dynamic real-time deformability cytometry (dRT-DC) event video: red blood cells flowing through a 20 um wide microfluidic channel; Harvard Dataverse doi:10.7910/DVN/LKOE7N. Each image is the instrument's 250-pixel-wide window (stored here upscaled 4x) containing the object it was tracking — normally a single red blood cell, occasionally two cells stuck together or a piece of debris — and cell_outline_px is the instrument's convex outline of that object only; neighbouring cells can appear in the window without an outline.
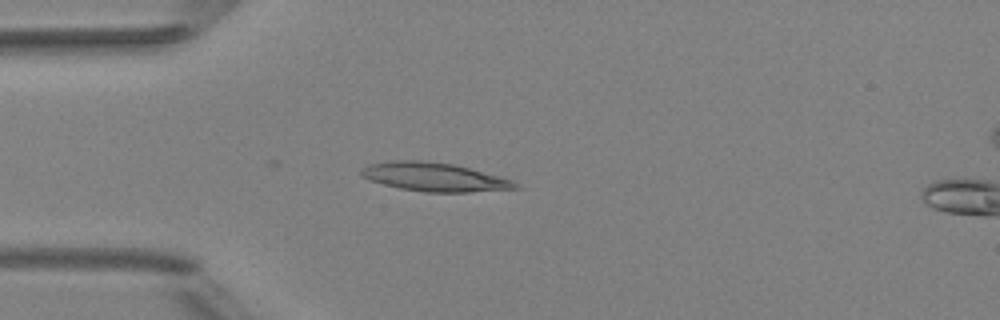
{"species": "Egyptian fruit bat (a non-hibernating species)", "species_latin": "Rousettus aegyptiacus", "temperature_condition": "room temperature", "stored_images_in_passage": 7, "camera_frame_rate_fps": 3000, "um_per_image_px": 0.085, "animal": {"sex": "female"}, "frame": {"image": 1, "passage_image": 6, "time_ms": 5.667, "image_size_px": [1000, 320], "cell_outline_px": [[520, 188], [468, 192], [424, 192], [400, 188], [368, 180], [360, 176], [360, 168], [368, 164], [392, 160], [420, 160], [452, 164], [468, 168], [512, 180], [520, 184]], "centroid_in_image_um": [36.85, 15.04], "position_along_channel_um": 48.1, "area_um2": 25.66}}